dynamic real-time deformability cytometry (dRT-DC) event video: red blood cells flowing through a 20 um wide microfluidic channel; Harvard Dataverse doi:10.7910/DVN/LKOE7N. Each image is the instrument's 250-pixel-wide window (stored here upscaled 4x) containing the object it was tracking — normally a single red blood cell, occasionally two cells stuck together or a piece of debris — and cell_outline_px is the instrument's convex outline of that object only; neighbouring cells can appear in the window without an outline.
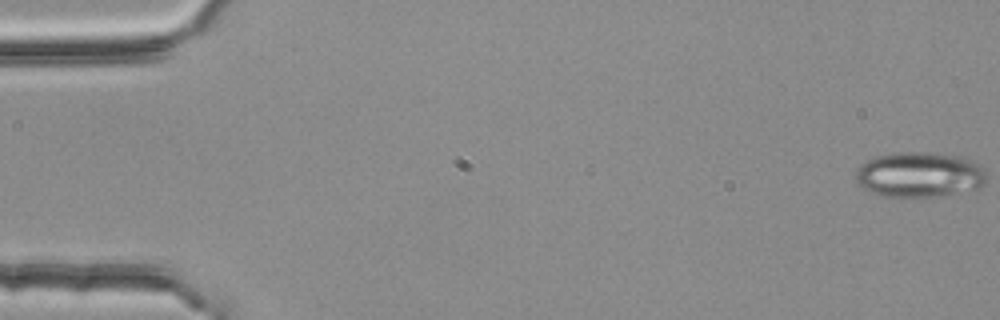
{"species": "common noctule bat (a hibernating species)", "species_latin": "Nyctalus noctula", "temperature_condition": "room temperature", "stored_images_in_passage": 13, "segment_of_instrument_passage": [1, 2], "camera_frame_rate_fps": 3000, "um_per_image_px": 0.085, "animal": {"sex": "female", "body_mass_g": 25.1}, "frame": {"image": 1, "passage_image": 1, "time_ms": 0.0, "image_size_px": [1000, 320], "cell_outline_px": [[984, 184], [980, 188], [936, 196], [884, 196], [864, 188], [856, 180], [856, 168], [860, 164], [876, 156], [896, 152], [928, 152], [964, 156], [976, 160], [984, 168]], "centroid_in_image_um": [78.19, 14.81], "position_along_channel_um": 6.8, "area_um2": 34.51}}